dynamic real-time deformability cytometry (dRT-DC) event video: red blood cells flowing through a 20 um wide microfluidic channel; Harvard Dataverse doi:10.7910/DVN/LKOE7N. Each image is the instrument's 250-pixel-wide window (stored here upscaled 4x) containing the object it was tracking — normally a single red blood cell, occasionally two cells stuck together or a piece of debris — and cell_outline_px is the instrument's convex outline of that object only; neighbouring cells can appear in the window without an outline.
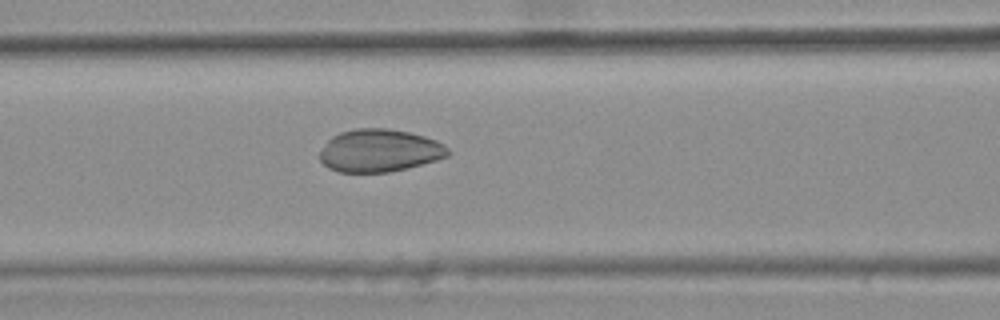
{"species": "common noctule bat (a hibernating species)", "species_latin": "Nyctalus noctula", "temperature_condition": "warm", "stored_images_in_passage": 46, "camera_frame_rate_fps": 3000, "um_per_image_px": 0.085, "animal": {"sex": "female", "body_mass_g": 25.1}, "frame": {"image": 1, "passage_image": 22, "time_ms": 7.0, "image_size_px": [1000, 320], "cell_outline_px": [[452, 152], [448, 156], [436, 160], [388, 172], [340, 172], [328, 168], [320, 160], [320, 152], [328, 140], [332, 136], [340, 132], [356, 128], [388, 128], [408, 132], [424, 136], [436, 140], [444, 144]], "centroid_in_image_um": [32.26, 12.79], "position_along_channel_um": 134.3, "area_um2": 31.79}}
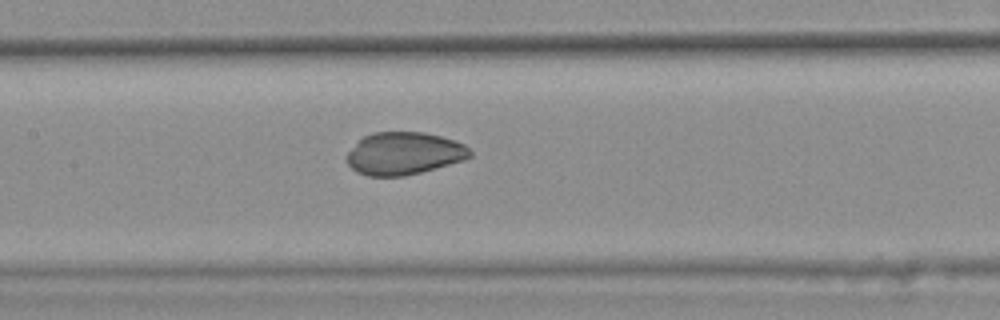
{"frame": {"image": 2, "passage_image": 25, "time_ms": 8.0, "image_size_px": [1000, 320], "cell_outline_px": [[472, 156], [464, 160], [420, 172], [404, 176], [368, 176], [356, 172], [348, 164], [344, 156], [364, 136], [372, 132], [424, 132], [440, 136], [464, 144], [472, 152]], "centroid_in_image_um": [34.32, 13.04], "position_along_channel_um": 173.1, "area_um2": 30.46}}
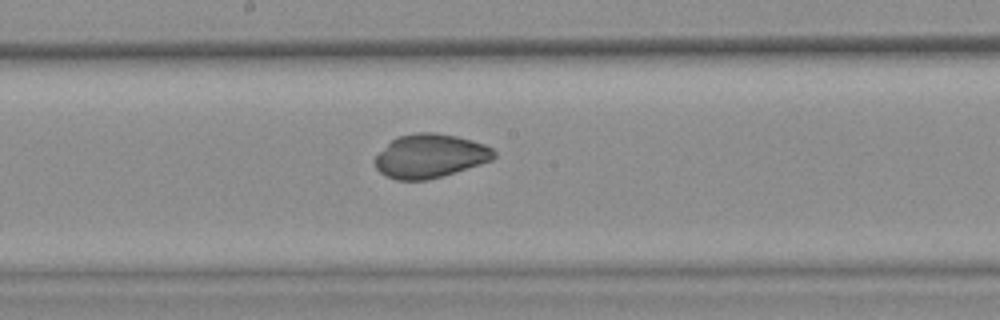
{"frame": {"image": 3, "passage_image": 28, "time_ms": 9.0, "image_size_px": [1000, 320], "cell_outline_px": [[496, 156], [492, 160], [480, 164], [428, 180], [396, 180], [380, 172], [376, 168], [372, 160], [396, 136], [416, 132], [436, 132], [456, 136], [472, 140], [484, 144], [492, 148], [496, 152]], "centroid_in_image_um": [36.55, 13.25], "position_along_channel_um": 211.7, "area_um2": 30.35}}